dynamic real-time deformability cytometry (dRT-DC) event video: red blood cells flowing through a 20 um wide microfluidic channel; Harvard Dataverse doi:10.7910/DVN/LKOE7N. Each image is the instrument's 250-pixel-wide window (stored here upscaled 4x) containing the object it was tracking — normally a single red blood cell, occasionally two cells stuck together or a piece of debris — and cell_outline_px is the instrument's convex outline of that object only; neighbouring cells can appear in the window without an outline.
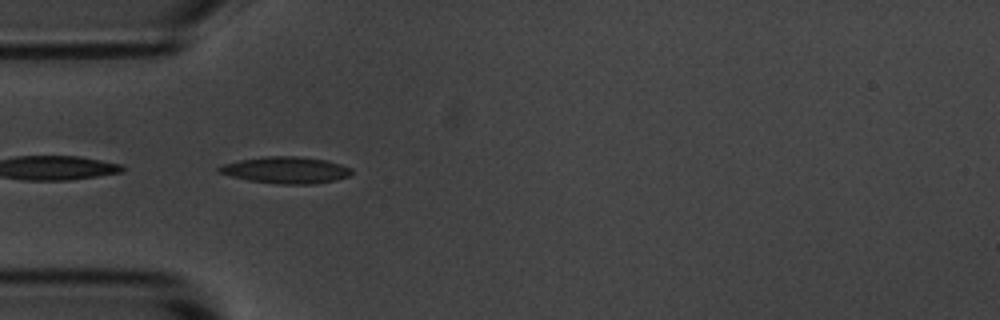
{"species": "common noctule bat (a hibernating species)", "species_latin": "Nyctalus noctula", "temperature_condition": "room temperature", "stored_images_in_passage": 23, "camera_frame_rate_fps": 3000, "um_per_image_px": 0.085, "animal": {"sex": "male", "body_mass_g": 20.1, "forearm_length_mm": 53.5}, "frame": {"image": 1, "passage_image": 1, "time_ms": 0.0, "image_size_px": [1000, 320], "cell_outline_px": [[352, 172], [348, 176], [336, 180], [312, 184], [276, 184], [248, 180], [216, 172], [216, 168], [220, 164], [240, 160], [264, 156], [300, 156], [324, 160], [340, 164], [352, 168]], "centroid_in_image_um": [24.25, 14.45], "position_along_channel_um": 60.7, "area_um2": 20.69}}